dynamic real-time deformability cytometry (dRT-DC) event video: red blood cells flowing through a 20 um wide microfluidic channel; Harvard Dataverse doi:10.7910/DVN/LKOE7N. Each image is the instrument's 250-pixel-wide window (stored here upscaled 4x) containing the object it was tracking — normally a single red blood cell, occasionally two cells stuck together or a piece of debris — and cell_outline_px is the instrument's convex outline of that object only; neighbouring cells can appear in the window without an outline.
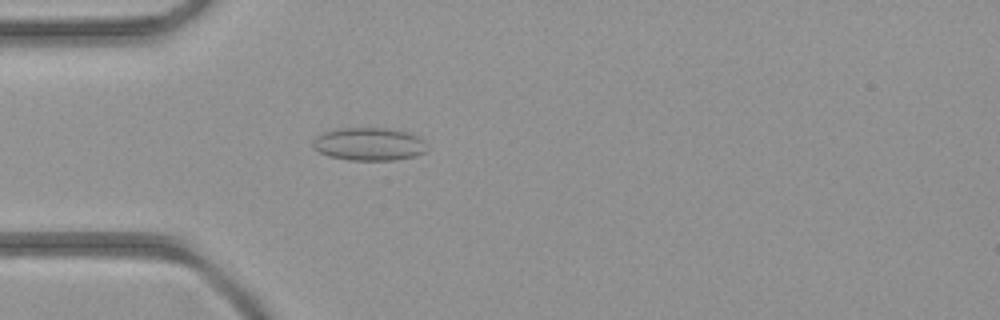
{"species": "common noctule bat (a hibernating species)", "species_latin": "Nyctalus noctula", "temperature_condition": "room temperature", "stored_images_in_passage": 2, "camera_frame_rate_fps": 3000, "um_per_image_px": 0.085, "animal": {"sex": "female", "body_mass_g": 21.9}, "frame": {"image": 1, "passage_image": 2, "time_ms": 2.0, "image_size_px": [1000, 320], "cell_outline_px": [[428, 148], [424, 152], [416, 156], [392, 160], [348, 160], [328, 156], [312, 148], [312, 140], [316, 136], [324, 132], [340, 128], [384, 128], [408, 132], [420, 136], [424, 140]], "centroid_in_image_um": [31.37, 12.25], "position_along_channel_um": 53.6, "area_um2": 22.14}}